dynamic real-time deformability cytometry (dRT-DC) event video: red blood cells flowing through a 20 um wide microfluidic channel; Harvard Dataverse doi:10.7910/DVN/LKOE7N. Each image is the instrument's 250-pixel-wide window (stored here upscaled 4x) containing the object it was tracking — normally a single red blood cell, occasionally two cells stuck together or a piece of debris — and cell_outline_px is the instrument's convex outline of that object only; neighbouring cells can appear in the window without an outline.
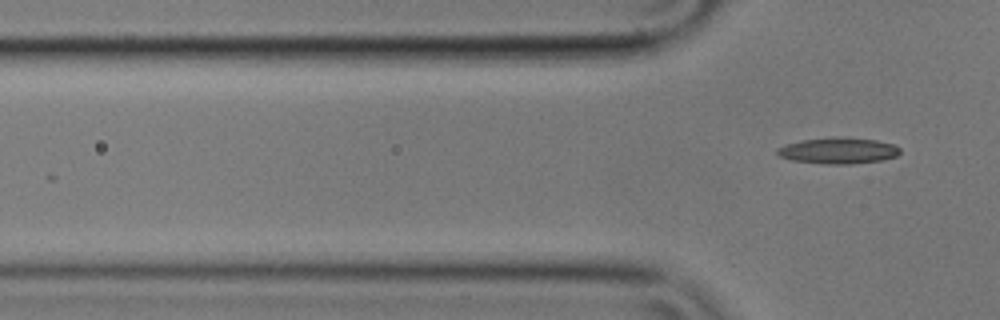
{"species": "common noctule bat (a hibernating species)", "species_latin": "Nyctalus noctula", "temperature_condition": "cold", "stored_images_in_passage": 2, "camera_frame_rate_fps": 3000, "um_per_image_px": 0.085, "animal": {"sex": "male", "body_mass_g": 17.9}, "frame": {"image": 1, "passage_image": 2, "time_ms": 0.333, "image_size_px": [1000, 320], "cell_outline_px": [[900, 152], [896, 156], [884, 160], [852, 164], [824, 164], [792, 160], [780, 156], [776, 152], [776, 148], [788, 144], [804, 140], [836, 136], [844, 136], [876, 140], [892, 144], [900, 148]], "centroid_in_image_um": [71.28, 12.8], "position_along_channel_um": 54.5, "area_um2": 18.79}}